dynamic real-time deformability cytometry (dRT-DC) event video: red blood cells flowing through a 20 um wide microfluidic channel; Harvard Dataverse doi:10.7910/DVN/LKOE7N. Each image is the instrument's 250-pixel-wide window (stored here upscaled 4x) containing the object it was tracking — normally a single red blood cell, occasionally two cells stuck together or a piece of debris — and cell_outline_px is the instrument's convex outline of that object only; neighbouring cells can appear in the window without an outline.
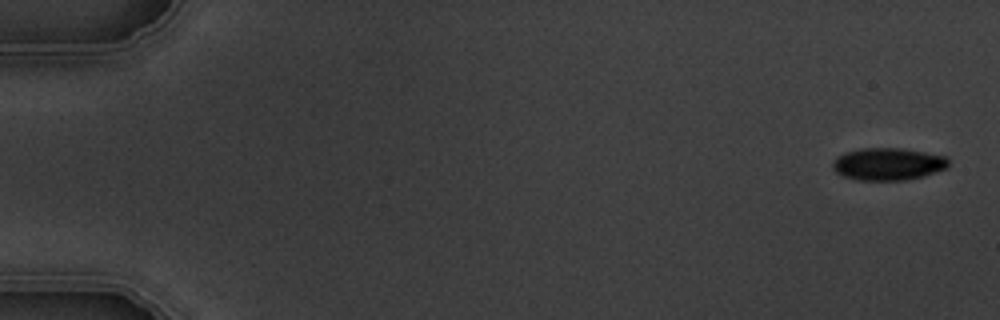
{"species": "common noctule bat (a hibernating species)", "species_latin": "Nyctalus noctula", "temperature_condition": "warm", "stored_images_in_passage": 7, "camera_frame_rate_fps": 3000, "um_per_image_px": 0.085, "animal": {"sex": "male", "body_mass_g": 19.5, "forearm_length_mm": 54.6}, "frame": {"image": 1, "passage_image": 1, "time_ms": 0.0, "image_size_px": [1000, 320], "cell_outline_px": [[948, 168], [924, 176], [908, 180], [856, 180], [844, 176], [836, 172], [832, 168], [832, 164], [836, 156], [844, 152], [864, 148], [900, 148], [948, 156]], "centroid_in_image_um": [75.49, 13.94], "position_along_channel_um": 9.5, "area_um2": 22.02}}
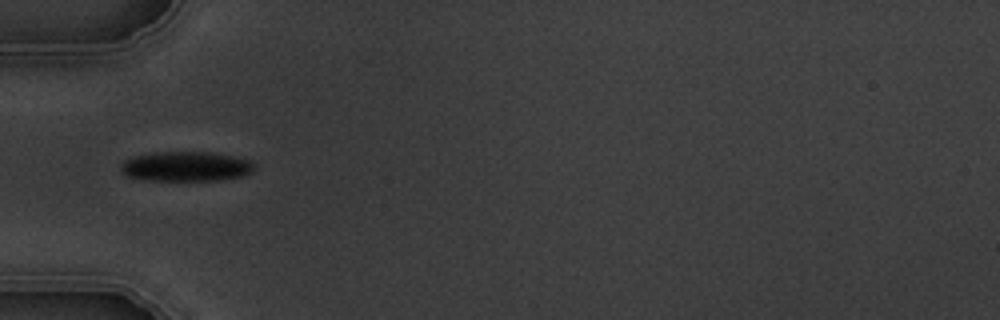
{"frame": {"image": 2, "passage_image": 5, "time_ms": 5.667, "image_size_px": [1000, 320], "cell_outline_px": [[256, 168], [252, 172], [244, 176], [220, 180], [144, 180], [124, 176], [120, 172], [120, 164], [124, 160], [132, 156], [156, 152], [208, 152], [232, 156], [252, 160], [256, 164]], "centroid_in_image_um": [15.8, 14.15], "position_along_channel_um": 69.2, "area_um2": 23.58}}